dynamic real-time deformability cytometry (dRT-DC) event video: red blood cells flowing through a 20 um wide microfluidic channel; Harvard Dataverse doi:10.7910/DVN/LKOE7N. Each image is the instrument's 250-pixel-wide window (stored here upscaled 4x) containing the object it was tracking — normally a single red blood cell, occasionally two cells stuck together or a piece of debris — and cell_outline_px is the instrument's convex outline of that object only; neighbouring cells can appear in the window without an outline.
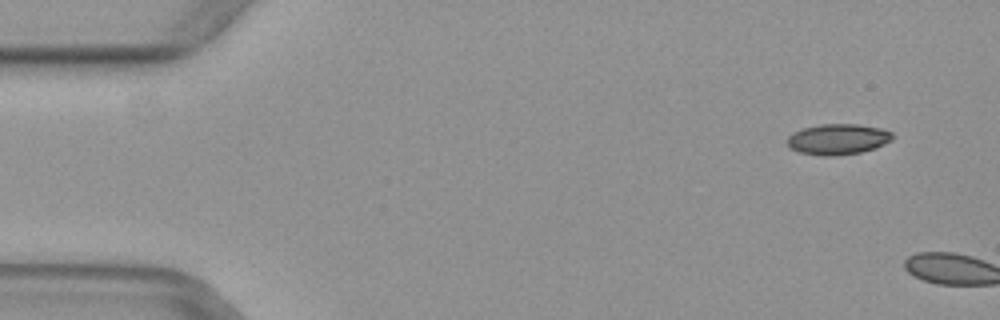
{"species": "common noctule bat (a hibernating species)", "species_latin": "Nyctalus noctula", "temperature_condition": "warm", "stored_images_in_passage": 6, "camera_frame_rate_fps": 3000, "um_per_image_px": 0.085, "animal": {"sex": "female", "body_mass_g": 29.2, "forearm_length_mm": 56.3}, "frame": {"image": 1, "passage_image": 4, "time_ms": 1.0, "image_size_px": [1000, 320], "cell_outline_px": [[892, 140], [876, 148], [860, 152], [836, 156], [824, 156], [800, 152], [792, 148], [788, 144], [788, 136], [792, 132], [804, 128], [820, 124], [860, 124], [880, 128], [892, 132]], "centroid_in_image_um": [71.24, 11.83], "position_along_channel_um": 13.8, "area_um2": 18.79}}